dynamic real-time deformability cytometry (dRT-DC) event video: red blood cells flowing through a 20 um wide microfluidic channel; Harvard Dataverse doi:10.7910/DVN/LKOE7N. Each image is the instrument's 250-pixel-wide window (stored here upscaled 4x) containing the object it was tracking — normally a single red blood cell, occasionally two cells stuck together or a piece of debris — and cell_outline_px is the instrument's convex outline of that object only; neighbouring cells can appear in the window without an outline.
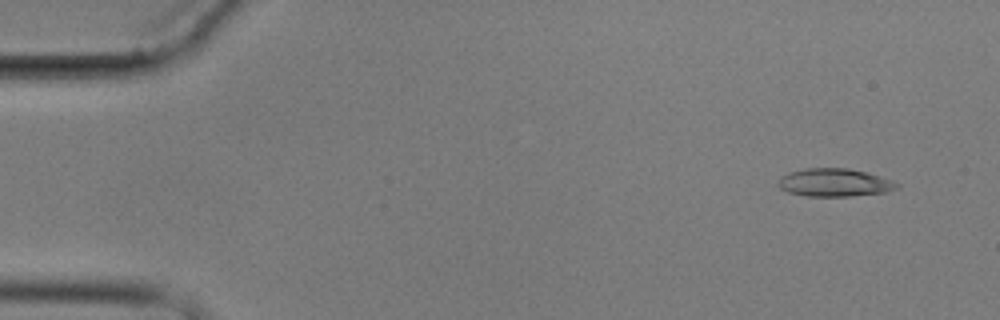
{"species": "common noctule bat (a hibernating species)", "species_latin": "Nyctalus noctula", "temperature_condition": "cold", "stored_images_in_passage": 10, "camera_frame_rate_fps": 3000, "um_per_image_px": 0.085, "animal": {"sex": "male", "body_mass_g": 17.9}, "frame": {"image": 1, "passage_image": 2, "time_ms": 1.0, "image_size_px": [1000, 320], "cell_outline_px": [[900, 184], [896, 188], [884, 192], [852, 196], [804, 196], [788, 192], [780, 188], [776, 184], [776, 180], [780, 176], [788, 172], [804, 168], [848, 168], [880, 176], [892, 180]], "centroid_in_image_um": [70.85, 15.51], "position_along_channel_um": 14.1, "area_um2": 19.48}}
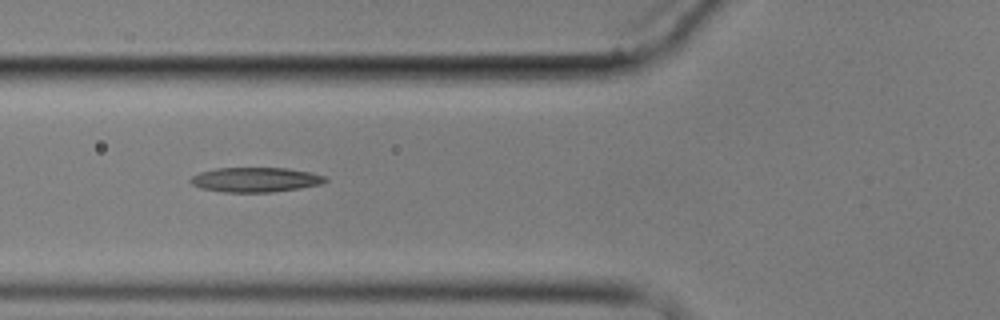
{"frame": {"image": 2, "passage_image": 7, "time_ms": 6.667, "image_size_px": [1000, 320], "cell_outline_px": [[328, 180], [324, 184], [300, 188], [272, 192], [224, 192], [200, 188], [192, 184], [188, 180], [192, 176], [200, 172], [216, 168], [288, 168], [308, 172], [324, 176]], "centroid_in_image_um": [21.71, 15.28], "position_along_channel_um": 104.1, "area_um2": 19.42}}
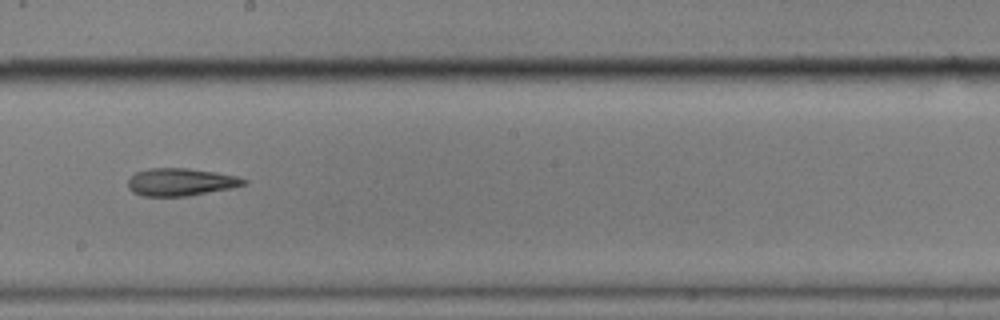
{"frame": {"image": 3, "passage_image": 10, "time_ms": 10.333, "image_size_px": [1000, 320], "cell_outline_px": [[248, 184], [232, 188], [188, 196], [140, 196], [132, 192], [128, 188], [128, 180], [136, 172], [148, 168], [188, 168], [216, 172], [236, 176], [248, 180]], "centroid_in_image_um": [15.37, 15.47], "position_along_channel_um": 232.8, "area_um2": 18.79}}